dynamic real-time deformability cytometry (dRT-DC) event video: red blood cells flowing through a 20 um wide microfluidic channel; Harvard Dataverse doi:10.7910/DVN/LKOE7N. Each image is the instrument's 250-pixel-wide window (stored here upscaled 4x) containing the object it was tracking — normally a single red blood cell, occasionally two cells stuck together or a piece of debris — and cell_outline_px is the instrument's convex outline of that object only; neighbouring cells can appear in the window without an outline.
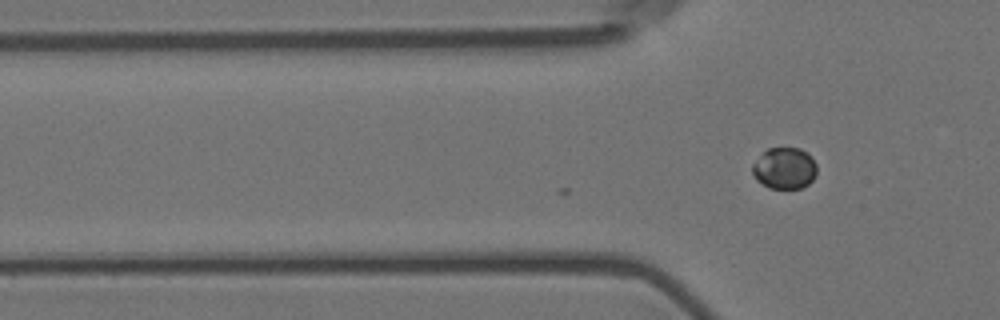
{"species": "Egyptian fruit bat (a non-hibernating species)", "species_latin": "Rousettus aegyptiacus", "temperature_condition": "room temperature", "stored_images_in_passage": 3, "camera_frame_rate_fps": 3000, "um_per_image_px": 0.085, "animal": {"sex": "female"}, "frame": {"image": 1, "passage_image": 3, "time_ms": 0.667, "image_size_px": [1000, 320], "cell_outline_px": [[816, 176], [808, 184], [800, 188], [768, 188], [756, 180], [752, 172], [752, 164], [768, 148], [800, 148], [816, 164]], "centroid_in_image_um": [66.66, 14.32], "position_along_channel_um": 59.1, "area_um2": 15.37}}